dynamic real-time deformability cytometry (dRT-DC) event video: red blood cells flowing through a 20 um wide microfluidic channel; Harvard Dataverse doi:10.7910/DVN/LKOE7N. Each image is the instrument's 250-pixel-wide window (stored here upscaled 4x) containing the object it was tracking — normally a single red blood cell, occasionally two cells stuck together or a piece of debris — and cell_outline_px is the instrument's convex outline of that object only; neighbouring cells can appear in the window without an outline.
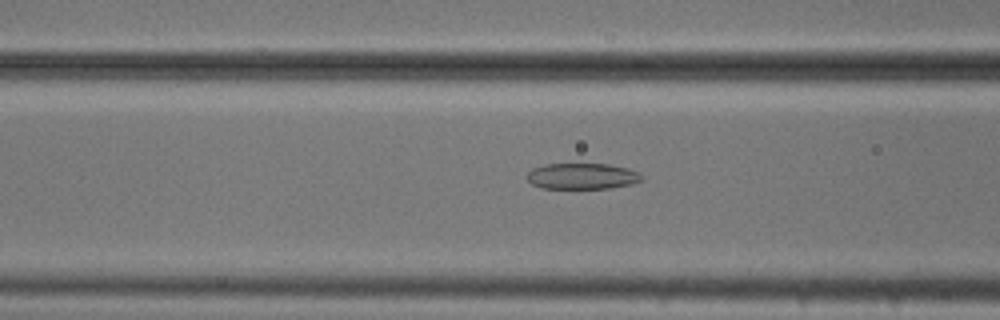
{"species": "common noctule bat (a hibernating species)", "species_latin": "Nyctalus noctula", "temperature_condition": "cold", "stored_images_in_passage": 9, "camera_frame_rate_fps": 3000, "um_per_image_px": 0.085, "animal": {"sex": "male", "body_mass_g": 20.5, "forearm_length_mm": 52.5}, "frame": {"image": 1, "passage_image": 7, "time_ms": 2.0, "image_size_px": [1000, 320], "cell_outline_px": [[644, 180], [632, 184], [612, 188], [540, 188], [532, 184], [524, 176], [532, 168], [544, 164], [608, 164], [628, 168], [640, 172], [644, 176]], "centroid_in_image_um": [49.51, 14.97], "position_along_channel_um": 117.1, "area_um2": 17.69}}